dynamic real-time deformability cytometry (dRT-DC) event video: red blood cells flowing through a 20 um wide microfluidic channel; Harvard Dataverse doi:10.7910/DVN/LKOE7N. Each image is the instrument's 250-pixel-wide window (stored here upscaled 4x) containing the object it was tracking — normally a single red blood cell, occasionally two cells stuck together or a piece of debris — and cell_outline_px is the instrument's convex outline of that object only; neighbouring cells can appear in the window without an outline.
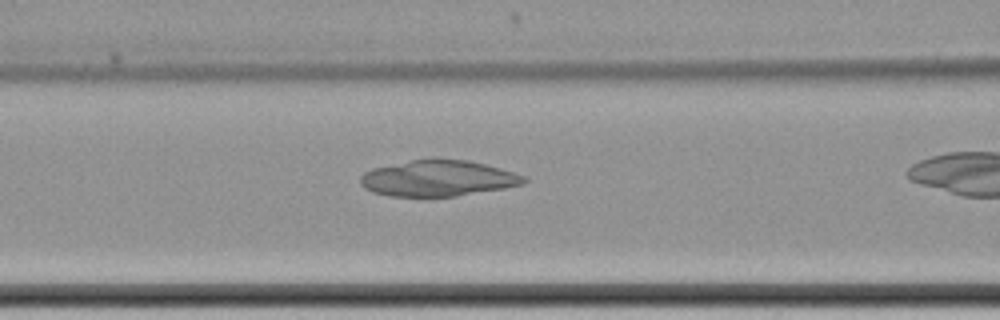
{"species": "common noctule bat (a hibernating species)", "species_latin": "Nyctalus noctula", "temperature_condition": "cold", "stored_images_in_passage": 29, "camera_frame_rate_fps": 3000, "um_per_image_px": 0.085, "animal": {"sex": "female", "body_mass_g": 22.7, "forearm_length_mm": 54.2}, "frame": {"image": 1, "passage_image": 21, "time_ms": 6.667, "image_size_px": [1000, 320], "cell_outline_px": [[528, 180], [524, 184], [504, 188], [456, 196], [392, 196], [372, 192], [364, 188], [360, 184], [360, 176], [364, 172], [372, 168], [432, 156], [436, 156], [468, 160], [500, 168], [524, 176]], "centroid_in_image_um": [37.21, 15.13], "position_along_channel_um": 129.4, "area_um2": 34.74}}